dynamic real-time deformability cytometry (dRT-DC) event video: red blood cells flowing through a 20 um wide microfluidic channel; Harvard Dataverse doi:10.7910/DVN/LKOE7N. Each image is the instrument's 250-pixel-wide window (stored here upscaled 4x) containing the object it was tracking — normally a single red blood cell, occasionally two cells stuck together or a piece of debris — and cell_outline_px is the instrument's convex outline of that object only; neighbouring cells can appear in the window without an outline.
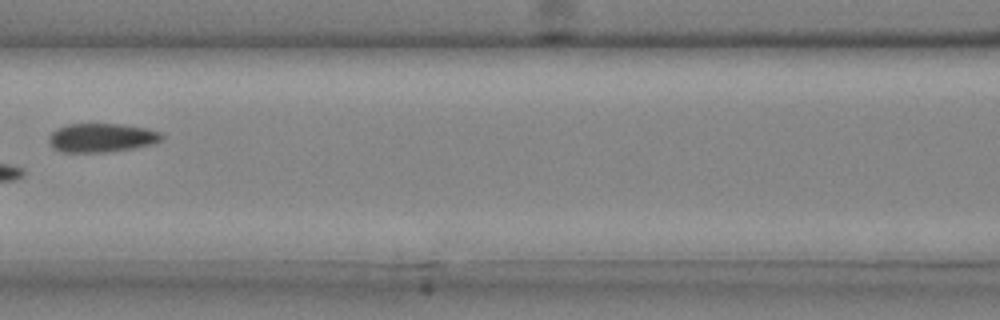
{"species": "common noctule bat (a hibernating species)", "species_latin": "Nyctalus noctula", "temperature_condition": "cold", "stored_images_in_passage": 5, "camera_frame_rate_fps": 3000, "um_per_image_px": 0.085, "animal": {"sex": "male", "body_mass_g": 20.4}, "frame": {"image": 1, "passage_image": 5, "time_ms": 1.333, "image_size_px": [1000, 320], "cell_outline_px": [[164, 136], [160, 140], [152, 144], [132, 148], [104, 152], [64, 152], [52, 148], [48, 140], [48, 136], [56, 128], [68, 124], [120, 124], [148, 128], [160, 132]], "centroid_in_image_um": [8.6, 11.7], "position_along_channel_um": 158.0, "area_um2": 18.96}}